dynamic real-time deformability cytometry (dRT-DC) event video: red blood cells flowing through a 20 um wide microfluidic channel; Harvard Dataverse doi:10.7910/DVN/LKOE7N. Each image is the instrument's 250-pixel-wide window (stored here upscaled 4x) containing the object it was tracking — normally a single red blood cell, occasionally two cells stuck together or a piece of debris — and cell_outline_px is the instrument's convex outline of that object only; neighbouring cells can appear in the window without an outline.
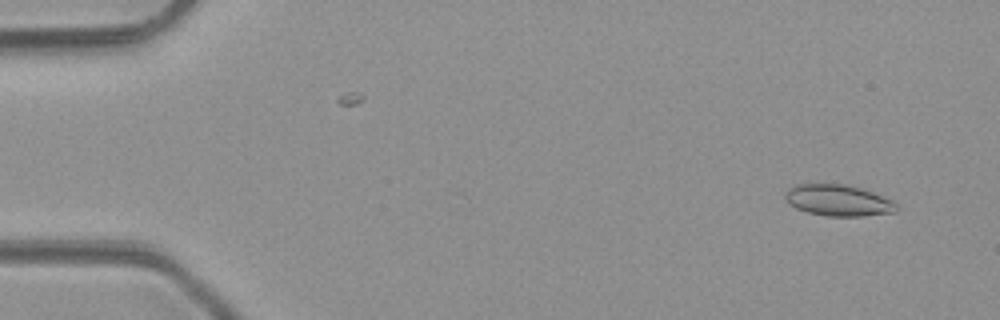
{"species": "common noctule bat (a hibernating species)", "species_latin": "Nyctalus noctula", "temperature_condition": "room temperature", "stored_images_in_passage": 5, "camera_frame_rate_fps": 3000, "um_per_image_px": 0.085, "animal": {"sex": "male", "body_mass_g": 23.1, "forearm_length_mm": 52.7}, "frame": {"image": 1, "passage_image": 1, "time_ms": 0.0, "image_size_px": [1000, 320], "cell_outline_px": [[900, 208], [896, 212], [864, 216], [828, 216], [808, 212], [796, 208], [788, 204], [784, 196], [784, 192], [788, 188], [796, 184], [848, 184], [872, 192], [892, 200]], "centroid_in_image_um": [71.24, 17.03], "position_along_channel_um": 13.8, "area_um2": 20.46}}